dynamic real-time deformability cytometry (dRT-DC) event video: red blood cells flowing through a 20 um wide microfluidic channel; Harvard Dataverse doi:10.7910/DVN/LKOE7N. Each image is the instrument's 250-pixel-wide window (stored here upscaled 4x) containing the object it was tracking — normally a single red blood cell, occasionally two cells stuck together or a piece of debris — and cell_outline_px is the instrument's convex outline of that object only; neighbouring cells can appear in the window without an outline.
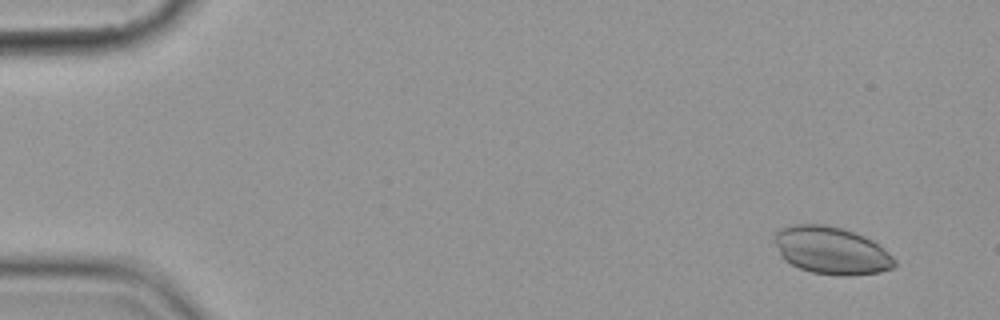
{"species": "common noctule bat (a hibernating species)", "species_latin": "Nyctalus noctula", "temperature_condition": "cold", "stored_images_in_passage": 5, "camera_frame_rate_fps": 3000, "um_per_image_px": 0.085, "animal": {"sex": "female", "body_mass_g": 19.9}, "frame": {"image": 1, "passage_image": 1, "time_ms": 0.0, "image_size_px": [1000, 320], "cell_outline_px": [[896, 264], [892, 268], [880, 272], [852, 276], [836, 276], [812, 272], [800, 268], [784, 260], [780, 256], [776, 244], [776, 232], [780, 228], [796, 224], [824, 224], [840, 228], [864, 236], [872, 240], [884, 248], [896, 260]], "centroid_in_image_um": [70.69, 21.31], "position_along_channel_um": 14.3, "area_um2": 33.18}}